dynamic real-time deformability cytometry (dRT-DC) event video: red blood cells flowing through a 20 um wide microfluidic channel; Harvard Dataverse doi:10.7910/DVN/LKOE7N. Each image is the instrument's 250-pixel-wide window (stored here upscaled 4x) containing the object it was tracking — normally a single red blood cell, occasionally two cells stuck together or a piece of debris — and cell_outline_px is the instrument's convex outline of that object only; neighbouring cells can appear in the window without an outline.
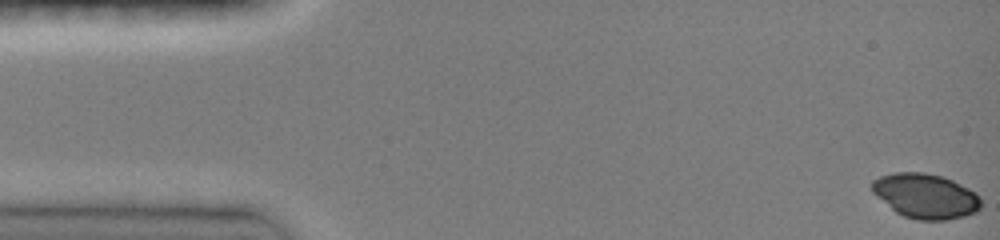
{"species": "common noctule bat (a hibernating species)", "species_latin": "Nyctalus noctula", "temperature_condition": "room temperature", "stored_images_in_passage": 45, "camera_frame_rate_fps": 3000, "um_per_image_px": 0.085, "animal": {"sex": "female", "body_mass_g": 19.0, "forearm_length_mm": 51.5}, "frame": {"image": 1, "passage_image": 1, "time_ms": 0.0, "image_size_px": [1000, 240], "cell_outline_px": [[980, 208], [976, 212], [964, 216], [944, 220], [916, 220], [904, 216], [896, 212], [876, 196], [872, 192], [872, 180], [880, 176], [896, 172], [924, 172], [940, 176], [952, 180], [976, 192], [980, 196]], "centroid_in_image_um": [78.67, 16.66], "position_along_channel_um": 6.3, "area_um2": 28.38}}
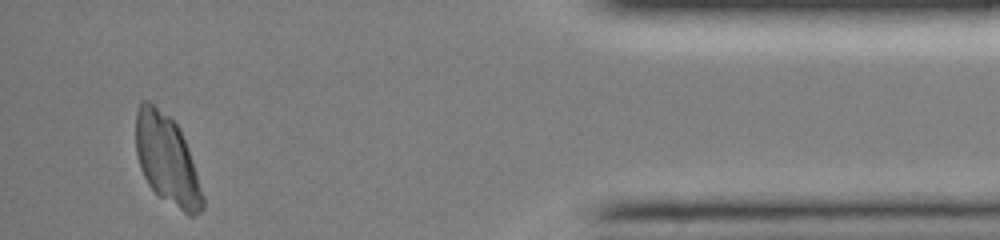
{"frame": {"image": 2, "passage_image": 44, "time_ms": 14.333, "image_size_px": [1000, 240], "cell_outline_px": [[204, 208], [200, 212], [192, 216], [188, 216], [160, 196], [148, 184], [140, 168], [136, 152], [136, 112], [140, 104], [144, 100], [148, 100], [168, 116], [180, 128], [188, 148], [204, 196]], "centroid_in_image_um": [14.2, 13.59], "position_along_channel_um": 421.0, "area_um2": 34.62}}